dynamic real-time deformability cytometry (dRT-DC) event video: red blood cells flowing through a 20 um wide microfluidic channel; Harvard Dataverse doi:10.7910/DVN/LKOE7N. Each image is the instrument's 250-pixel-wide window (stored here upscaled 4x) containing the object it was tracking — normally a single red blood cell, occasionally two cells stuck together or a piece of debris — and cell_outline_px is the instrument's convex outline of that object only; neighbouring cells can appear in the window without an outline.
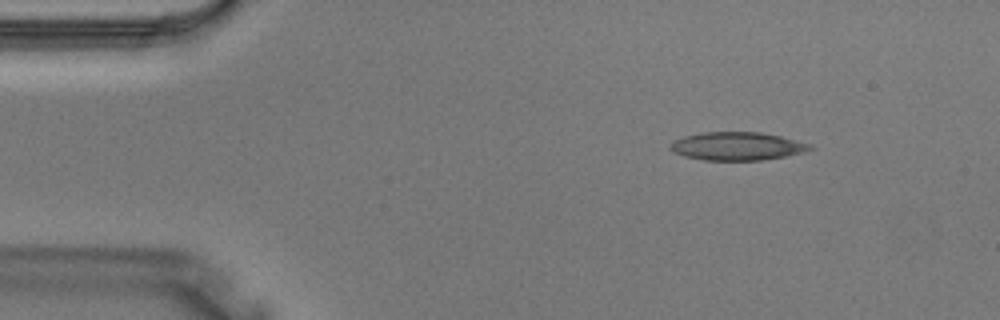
{"species": "Egyptian fruit bat (a non-hibernating species)", "species_latin": "Rousettus aegyptiacus", "temperature_condition": "warm", "stored_images_in_passage": 2, "camera_frame_rate_fps": 3000, "um_per_image_px": 0.085, "animal": {"sex": "male"}, "frame": {"image": 1, "passage_image": 1, "time_ms": 0.0, "image_size_px": [1000, 320], "cell_outline_px": [[816, 148], [804, 152], [784, 156], [760, 160], [704, 160], [684, 156], [672, 152], [668, 148], [668, 144], [672, 140], [684, 136], [704, 132], [760, 132], [780, 136], [812, 144]], "centroid_in_image_um": [62.62, 12.42], "position_along_channel_um": 22.4, "area_um2": 23.12}}